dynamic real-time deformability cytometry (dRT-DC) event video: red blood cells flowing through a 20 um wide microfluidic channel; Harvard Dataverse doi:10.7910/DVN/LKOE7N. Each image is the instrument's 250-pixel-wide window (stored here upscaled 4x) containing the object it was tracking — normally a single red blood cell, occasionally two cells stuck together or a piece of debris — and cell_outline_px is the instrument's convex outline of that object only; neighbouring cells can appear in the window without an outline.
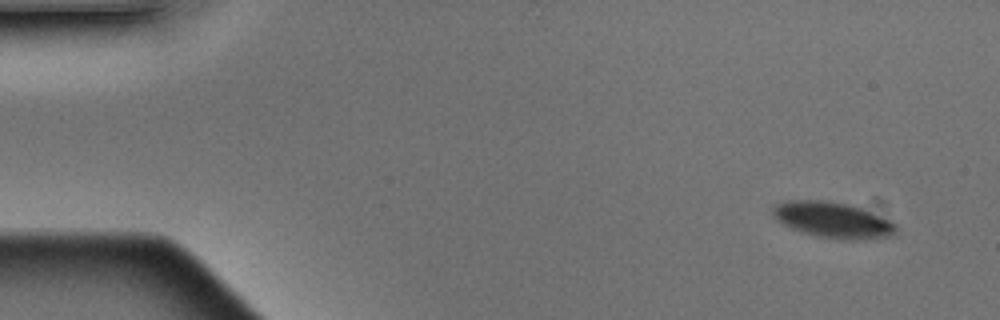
{"species": "Egyptian fruit bat (a non-hibernating species)", "species_latin": "Rousettus aegyptiacus", "temperature_condition": "warm", "stored_images_in_passage": 5, "camera_frame_rate_fps": 3000, "um_per_image_px": 0.085, "animal": {"sex": "male"}, "frame": {"image": 1, "passage_image": 4, "time_ms": 1.0, "image_size_px": [1000, 320], "cell_outline_px": [[900, 228], [896, 236], [864, 240], [844, 240], [820, 236], [804, 232], [792, 228], [784, 224], [772, 216], [772, 208], [776, 204], [788, 200], [828, 200], [848, 204], [860, 208], [888, 220], [896, 224]], "centroid_in_image_um": [70.84, 18.71], "position_along_channel_um": 14.2, "area_um2": 25.84}}